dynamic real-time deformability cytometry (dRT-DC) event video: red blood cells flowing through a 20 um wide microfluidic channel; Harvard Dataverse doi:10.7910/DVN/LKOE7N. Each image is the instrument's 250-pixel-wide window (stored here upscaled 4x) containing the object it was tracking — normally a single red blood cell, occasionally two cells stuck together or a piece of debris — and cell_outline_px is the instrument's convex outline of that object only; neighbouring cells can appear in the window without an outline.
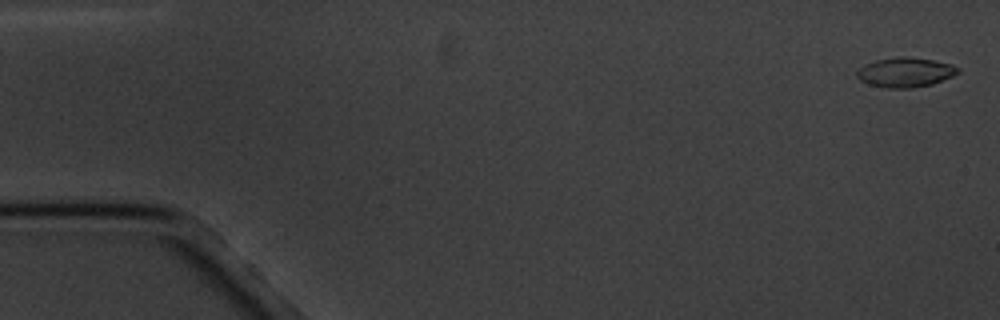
{"species": "common noctule bat (a hibernating species)", "species_latin": "Nyctalus noctula", "temperature_condition": "cold", "stored_images_in_passage": 7, "camera_frame_rate_fps": 3000, "um_per_image_px": 0.085, "animal": {"sex": "male", "body_mass_g": 20.1, "forearm_length_mm": 53.5}, "frame": {"image": 1, "passage_image": 1, "time_ms": 0.0, "image_size_px": [1000, 320], "cell_outline_px": [[960, 72], [952, 76], [932, 84], [912, 88], [884, 88], [868, 84], [860, 80], [856, 76], [856, 72], [864, 64], [876, 60], [900, 56], [904, 56], [932, 60], [952, 64], [960, 68]], "centroid_in_image_um": [76.94, 6.15], "position_along_channel_um": 8.1, "area_um2": 17.51}}
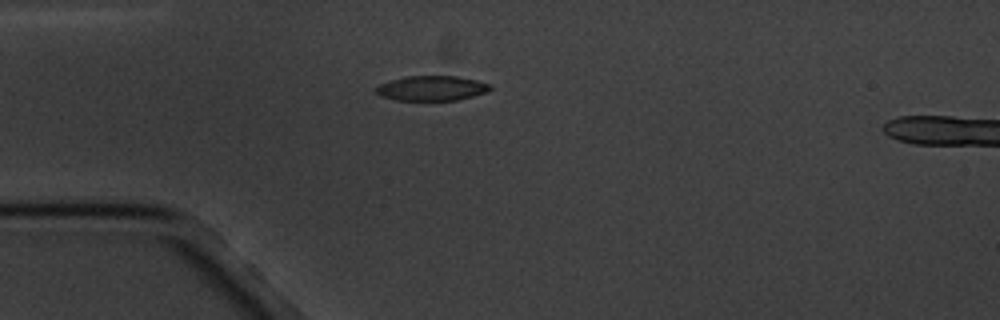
{"frame": {"image": 2, "passage_image": 5, "time_ms": 4.667, "image_size_px": [1000, 320], "cell_outline_px": [[492, 88], [488, 92], [456, 100], [396, 100], [380, 96], [376, 92], [376, 88], [380, 84], [404, 76], [456, 76], [476, 80], [488, 84]], "centroid_in_image_um": [36.69, 7.5], "position_along_channel_um": 48.3, "area_um2": 16.42}}
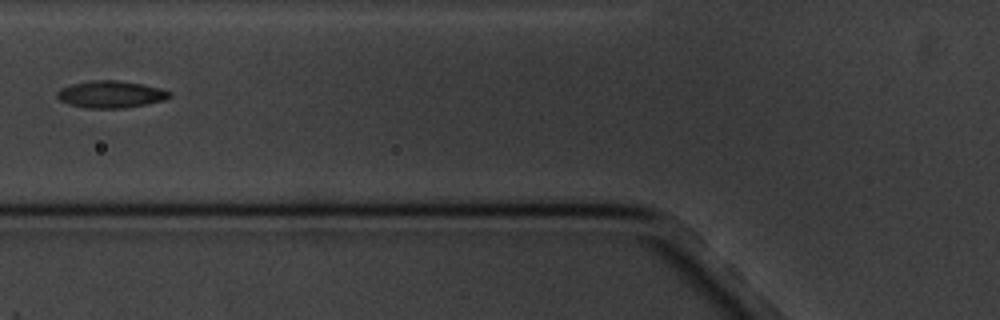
{"frame": {"image": 3, "passage_image": 7, "time_ms": 7.0, "image_size_px": [1000, 320], "cell_outline_px": [[172, 96], [164, 100], [124, 108], [88, 108], [68, 104], [60, 100], [56, 96], [56, 92], [60, 88], [72, 84], [88, 80], [116, 80], [140, 84], [160, 88], [172, 92]], "centroid_in_image_um": [9.39, 8.01], "position_along_channel_um": 116.4, "area_um2": 17.69}}